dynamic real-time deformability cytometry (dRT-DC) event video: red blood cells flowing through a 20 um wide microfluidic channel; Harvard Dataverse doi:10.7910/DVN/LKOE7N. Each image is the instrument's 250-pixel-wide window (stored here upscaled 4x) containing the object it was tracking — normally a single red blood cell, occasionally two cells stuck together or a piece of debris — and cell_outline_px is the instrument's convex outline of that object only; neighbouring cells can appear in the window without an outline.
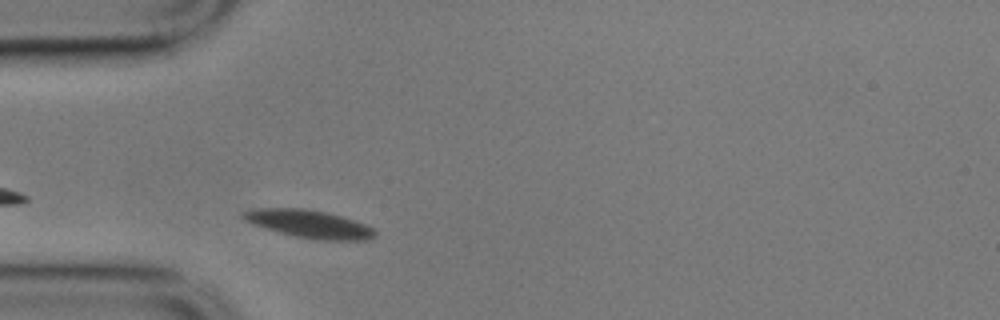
{"species": "common noctule bat (a hibernating species)", "species_latin": "Nyctalus noctula", "temperature_condition": "cold", "stored_images_in_passage": 44, "camera_frame_rate_fps": 3000, "um_per_image_px": 0.085, "animal": {"sex": "male", "body_mass_g": 17.9}, "frame": {"image": 1, "passage_image": 5, "time_ms": 1.333, "image_size_px": [1000, 320], "cell_outline_px": [[376, 236], [368, 240], [316, 240], [296, 236], [264, 228], [252, 224], [244, 220], [240, 216], [240, 212], [252, 208], [304, 208], [328, 212], [376, 228]], "centroid_in_image_um": [26.25, 19.03], "position_along_channel_um": 58.7, "area_um2": 21.62}}
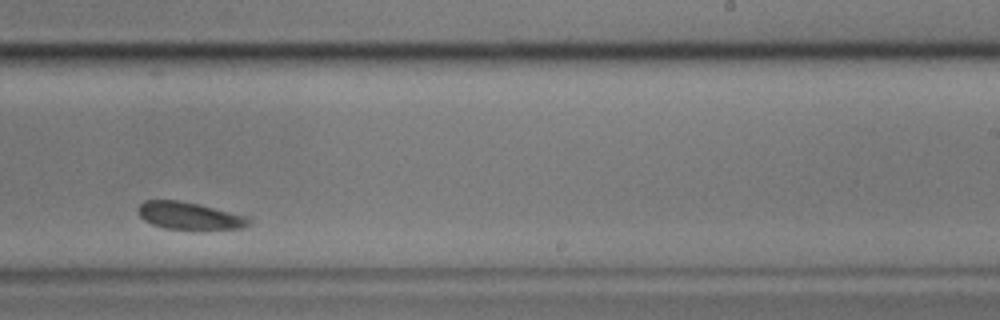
{"frame": {"image": 2, "passage_image": 26, "time_ms": 8.333, "image_size_px": [1000, 320], "cell_outline_px": [[252, 220], [248, 224], [240, 228], [164, 228], [152, 224], [144, 220], [140, 216], [136, 208], [144, 200], [180, 200], [248, 216]], "centroid_in_image_um": [16.04, 18.31], "position_along_channel_um": 273.0, "area_um2": 17.22}}
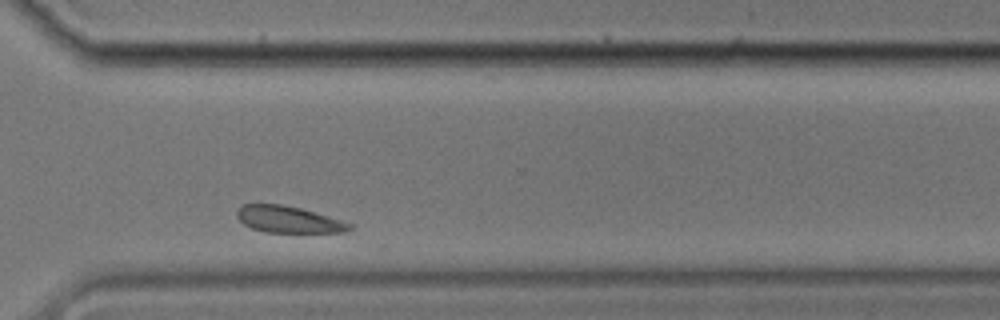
{"frame": {"image": 3, "passage_image": 33, "time_ms": 10.667, "image_size_px": [1000, 320], "cell_outline_px": [[352, 228], [344, 232], [264, 232], [252, 228], [244, 224], [236, 216], [236, 212], [244, 204], [280, 204], [300, 208], [328, 216], [352, 224]], "centroid_in_image_um": [24.5, 18.65], "position_along_channel_um": 346.1, "area_um2": 17.22}, "authors_computed_cell_mechanics": {"area_um2": 19.1896, "velocity_mm_per_s": 3.1142, "shape_relaxation_time_tau1_ms": 5.0907, "shape_relaxation_time_tau2_ms": 2.8235, "deformation_change_tau1": 0.1476, "deformation_change_tau2": 0.079}}